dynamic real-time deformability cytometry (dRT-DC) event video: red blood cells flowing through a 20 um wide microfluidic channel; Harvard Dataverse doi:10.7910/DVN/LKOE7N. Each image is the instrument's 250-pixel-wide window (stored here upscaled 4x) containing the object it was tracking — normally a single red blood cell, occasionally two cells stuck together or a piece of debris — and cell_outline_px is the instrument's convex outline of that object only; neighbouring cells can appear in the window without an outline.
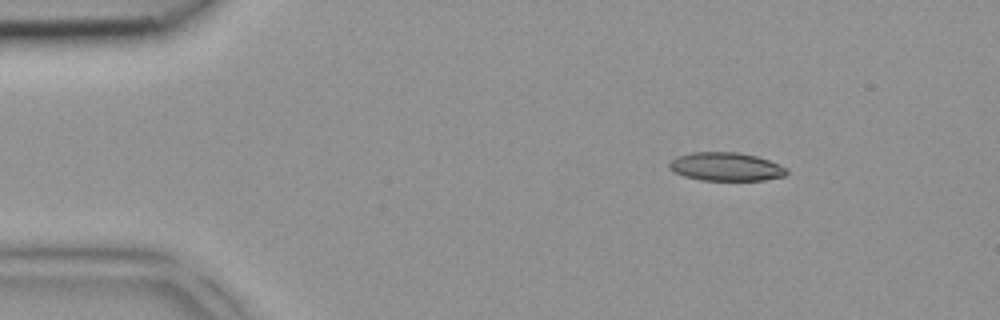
{"species": "common noctule bat (a hibernating species)", "species_latin": "Nyctalus noctula", "temperature_condition": "room temperature", "stored_images_in_passage": 4, "segment_of_instrument_passage": [2, 2], "camera_frame_rate_fps": 3000, "um_per_image_px": 0.085, "animal": {"sex": "female", "body_mass_g": 18.4}, "frame": {"image": 1, "passage_image": 4, "time_ms": 1.0, "image_size_px": [1000, 320], "cell_outline_px": [[788, 172], [784, 176], [764, 180], [700, 180], [684, 176], [668, 168], [668, 164], [676, 156], [692, 152], [736, 152], [756, 156], [768, 160], [788, 168]], "centroid_in_image_um": [61.7, 14.17], "position_along_channel_um": 23.3, "area_um2": 19.42}}